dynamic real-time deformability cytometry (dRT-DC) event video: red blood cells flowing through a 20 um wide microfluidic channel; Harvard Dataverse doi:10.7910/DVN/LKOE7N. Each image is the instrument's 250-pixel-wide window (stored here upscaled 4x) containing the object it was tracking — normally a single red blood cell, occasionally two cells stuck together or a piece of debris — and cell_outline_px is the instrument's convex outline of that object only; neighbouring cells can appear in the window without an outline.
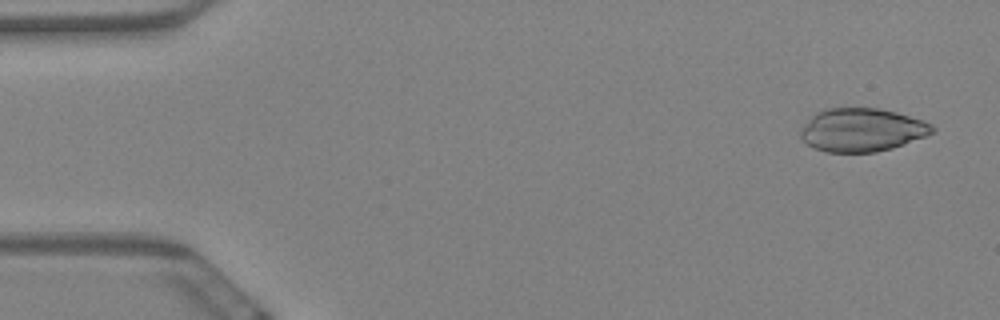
{"species": "Egyptian fruit bat (a non-hibernating species)", "species_latin": "Rousettus aegyptiacus", "temperature_condition": "warm", "stored_images_in_passage": 58, "camera_frame_rate_fps": 3000, "um_per_image_px": 0.085, "animal": {"sex": "female"}, "frame": {"image": 1, "passage_image": 3, "time_ms": 0.667, "image_size_px": [1000, 320], "cell_outline_px": [[936, 132], [892, 148], [876, 152], [828, 152], [816, 148], [808, 144], [800, 136], [800, 132], [808, 120], [816, 112], [828, 108], [876, 108], [896, 112], [924, 120], [932, 124], [936, 128]], "centroid_in_image_um": [73.3, 11.04], "position_along_channel_um": 11.7, "area_um2": 33.06}}
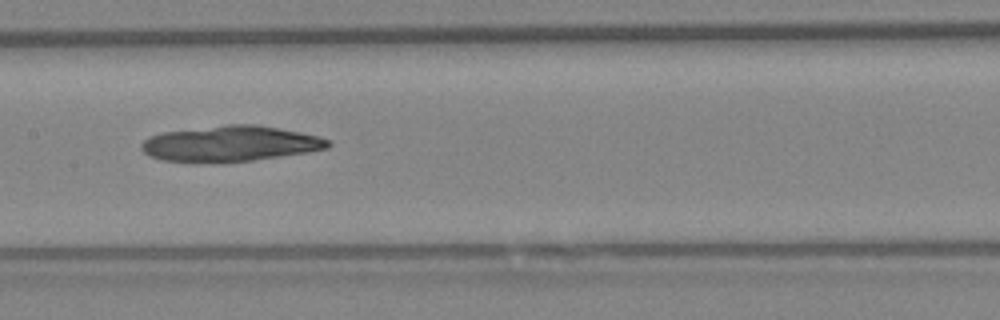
{"frame": {"image": 2, "passage_image": 29, "time_ms": 9.333, "image_size_px": [1000, 320], "cell_outline_px": [[332, 144], [328, 148], [308, 152], [252, 160], [160, 160], [148, 156], [140, 148], [140, 144], [148, 136], [160, 132], [228, 124], [256, 124], [300, 132], [320, 136], [328, 140]], "centroid_in_image_um": [19.58, 12.17], "position_along_channel_um": 187.8, "area_um2": 38.03}}
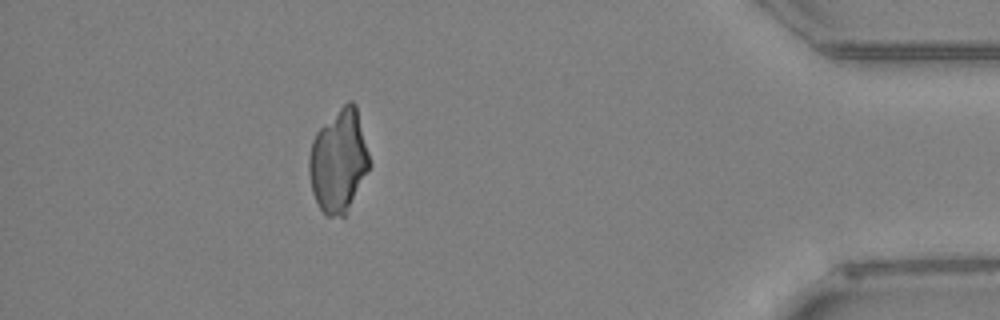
{"frame": {"image": 3, "passage_image": 52, "time_ms": 17.0, "image_size_px": [1000, 320], "cell_outline_px": [[368, 168], [344, 216], [328, 216], [320, 208], [312, 192], [308, 172], [308, 156], [312, 140], [316, 132], [348, 100], [352, 100], [356, 104], [368, 152]], "centroid_in_image_um": [28.74, 13.65], "position_along_channel_um": 406.5, "area_um2": 35.37}}